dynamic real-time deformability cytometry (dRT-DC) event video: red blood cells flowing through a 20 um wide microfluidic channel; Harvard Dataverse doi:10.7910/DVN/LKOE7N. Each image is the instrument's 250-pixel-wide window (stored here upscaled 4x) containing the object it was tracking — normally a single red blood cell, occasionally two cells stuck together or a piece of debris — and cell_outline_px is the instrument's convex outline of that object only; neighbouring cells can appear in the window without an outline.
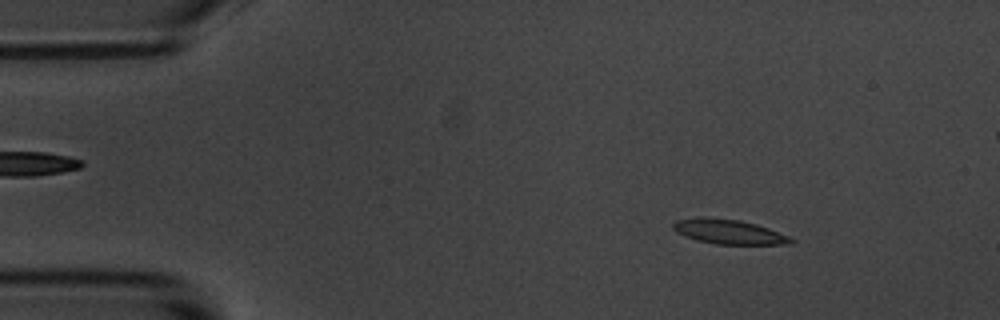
{"species": "common noctule bat (a hibernating species)", "species_latin": "Nyctalus noctula", "temperature_condition": "room temperature", "stored_images_in_passage": 5, "camera_frame_rate_fps": 3000, "um_per_image_px": 0.085, "animal": {"sex": "male", "body_mass_g": 20.1, "forearm_length_mm": 53.5}, "frame": {"image": 1, "passage_image": 1, "time_ms": 0.0, "image_size_px": [1000, 320], "cell_outline_px": [[796, 240], [792, 244], [716, 244], [696, 240], [684, 236], [676, 232], [672, 228], [672, 224], [676, 220], [700, 216], [708, 216], [740, 220], [756, 224], [768, 228], [788, 236]], "centroid_in_image_um": [61.9, 19.68], "position_along_channel_um": 23.1, "area_um2": 17.11}}